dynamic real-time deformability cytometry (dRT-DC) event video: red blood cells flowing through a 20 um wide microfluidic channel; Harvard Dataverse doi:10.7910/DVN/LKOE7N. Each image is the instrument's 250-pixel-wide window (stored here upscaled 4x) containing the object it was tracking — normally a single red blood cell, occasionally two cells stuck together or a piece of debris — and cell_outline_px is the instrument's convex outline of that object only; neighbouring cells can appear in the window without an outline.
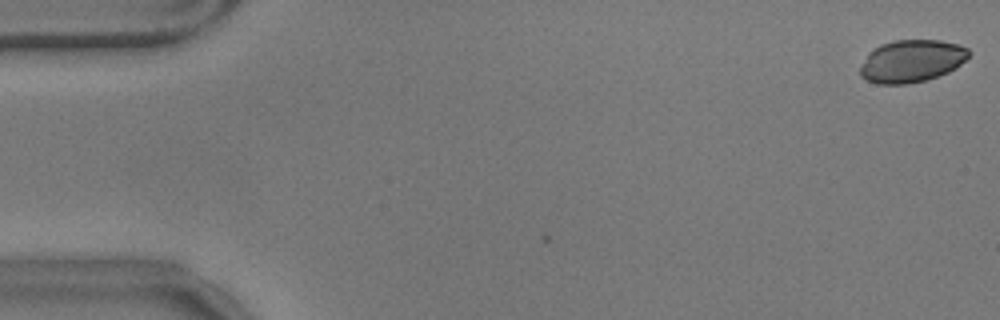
{"species": "common noctule bat (a hibernating species)", "species_latin": "Nyctalus noctula", "temperature_condition": "warm", "stored_images_in_passage": 3, "camera_frame_rate_fps": 3000, "um_per_image_px": 0.085, "animal": {"sex": "male", "body_mass_g": 17.9}, "frame": {"image": 1, "passage_image": 1, "time_ms": 0.0, "image_size_px": [1000, 320], "cell_outline_px": [[968, 56], [956, 68], [948, 72], [924, 80], [908, 84], [876, 84], [860, 76], [860, 68], [868, 52], [872, 48], [880, 44], [892, 40], [940, 40], [960, 44], [968, 48]], "centroid_in_image_um": [77.45, 5.18], "position_along_channel_um": 7.5, "area_um2": 26.93}}